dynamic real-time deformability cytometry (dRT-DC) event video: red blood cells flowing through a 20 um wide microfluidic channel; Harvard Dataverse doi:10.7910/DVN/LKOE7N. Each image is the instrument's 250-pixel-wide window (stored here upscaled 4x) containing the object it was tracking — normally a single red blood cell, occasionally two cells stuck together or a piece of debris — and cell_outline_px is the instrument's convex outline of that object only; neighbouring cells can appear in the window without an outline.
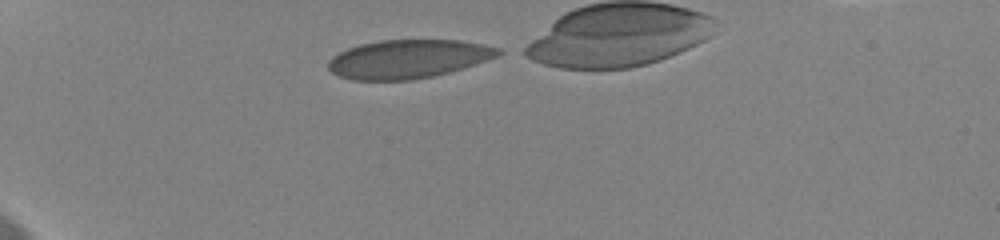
{"species": "human", "species_latin": "Homo sapiens", "temperature_condition": "cold", "stored_images_in_passage": 35, "camera_frame_rate_fps": 3000, "um_per_image_px": 0.085, "donor": {"sex": "female"}, "frame": {"image": 1, "passage_image": 1, "time_ms": 0.0, "image_size_px": [1000, 240], "cell_outline_px": [[504, 52], [496, 56], [464, 68], [432, 76], [412, 80], [352, 80], [340, 76], [332, 72], [328, 68], [328, 60], [332, 56], [348, 48], [360, 44], [380, 40], [460, 40], [500, 48]], "centroid_in_image_um": [34.67, 5.01], "position_along_channel_um": 50.3, "area_um2": 38.09}}
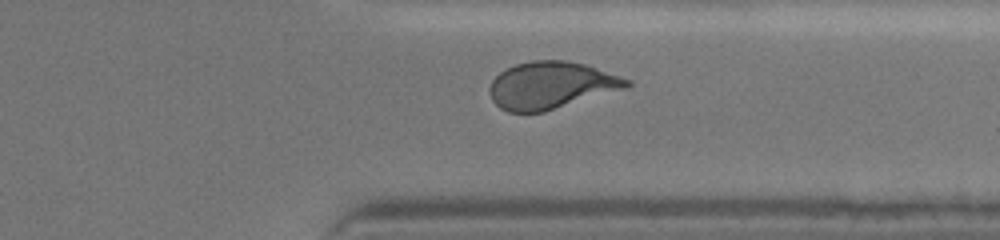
{"frame": {"image": 2, "passage_image": 30, "time_ms": 9.667, "image_size_px": [1000, 240], "cell_outline_px": [[632, 84], [624, 88], [544, 112], [508, 112], [500, 108], [492, 100], [488, 88], [492, 80], [500, 72], [516, 64], [532, 60], [564, 60], [584, 64], [632, 80]], "centroid_in_image_um": [46.81, 7.25], "position_along_channel_um": 364.6, "area_um2": 37.34}, "authors_computed_cell_mechanics": {"area_um2": 37.5122, "velocity_mm_per_s": 3.642, "shape_relaxation_time_tau1_ms": 8.5602, "shape_relaxation_time_tau2_ms": null, "deformation_change_tau1": 0.1905, "deformation_change_tau2": null}}